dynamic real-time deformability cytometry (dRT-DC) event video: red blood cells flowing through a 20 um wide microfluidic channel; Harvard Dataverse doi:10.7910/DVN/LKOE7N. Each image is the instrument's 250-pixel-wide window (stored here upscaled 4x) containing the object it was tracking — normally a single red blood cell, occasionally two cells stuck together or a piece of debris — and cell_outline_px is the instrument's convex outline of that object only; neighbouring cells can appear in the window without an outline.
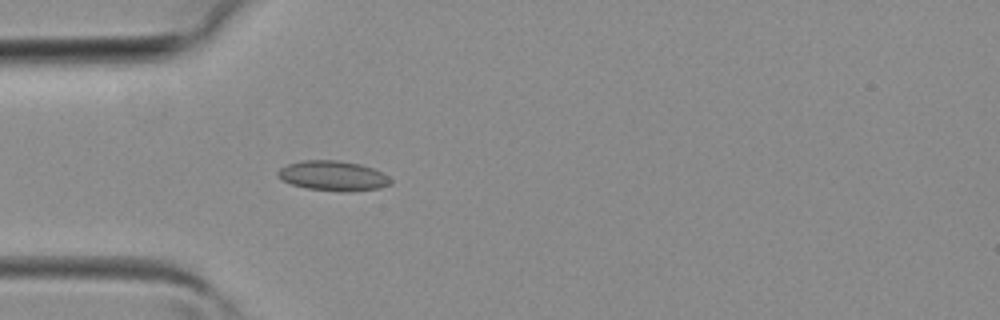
{"species": "common noctule bat (a hibernating species)", "species_latin": "Nyctalus noctula", "temperature_condition": "room temperature", "stored_images_in_passage": 33, "camera_frame_rate_fps": 3000, "um_per_image_px": 0.085, "animal": {"sex": "female", "body_mass_g": 19.3, "forearm_length_mm": 54.1}, "frame": {"image": 1, "passage_image": 6, "time_ms": 1.667, "image_size_px": [1000, 320], "cell_outline_px": [[392, 184], [380, 188], [348, 192], [340, 192], [308, 188], [292, 184], [284, 180], [276, 172], [280, 168], [288, 164], [304, 160], [336, 160], [360, 164], [372, 168], [388, 176], [392, 180]], "centroid_in_image_um": [28.35, 14.95], "position_along_channel_um": 56.7, "area_um2": 19.54}}
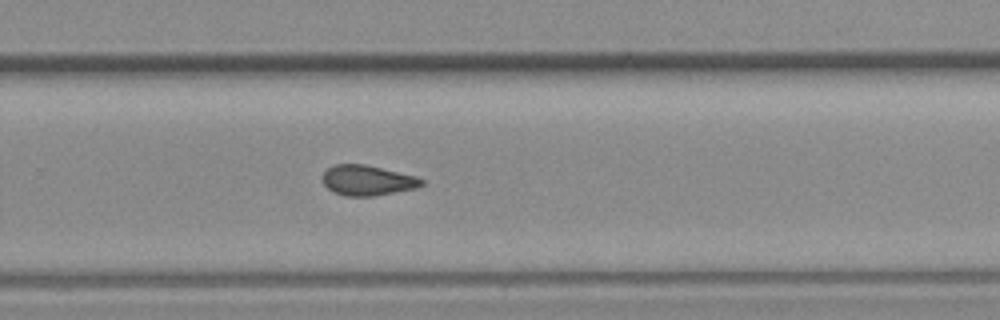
{"frame": {"image": 2, "passage_image": 20, "time_ms": 6.333, "image_size_px": [1000, 320], "cell_outline_px": [[424, 184], [416, 188], [372, 196], [344, 196], [332, 192], [324, 184], [320, 176], [328, 168], [336, 164], [364, 164], [416, 176], [424, 180]], "centroid_in_image_um": [31.2, 15.33], "position_along_channel_um": 298.6, "area_um2": 17.46}}
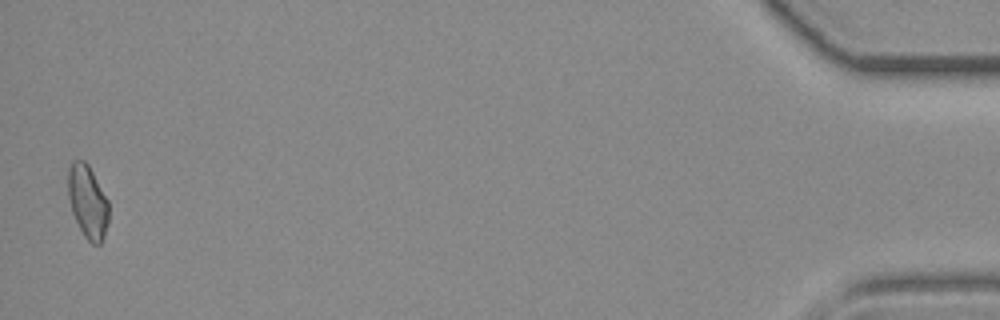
{"frame": {"image": 3, "passage_image": 33, "time_ms": 10.667, "image_size_px": [1000, 320], "cell_outline_px": [[108, 224], [104, 236], [100, 244], [92, 244], [84, 236], [72, 212], [68, 196], [68, 168], [72, 160], [84, 160], [88, 164], [108, 200]], "centroid_in_image_um": [7.45, 17.13], "position_along_channel_um": 427.8, "area_um2": 17.28}}